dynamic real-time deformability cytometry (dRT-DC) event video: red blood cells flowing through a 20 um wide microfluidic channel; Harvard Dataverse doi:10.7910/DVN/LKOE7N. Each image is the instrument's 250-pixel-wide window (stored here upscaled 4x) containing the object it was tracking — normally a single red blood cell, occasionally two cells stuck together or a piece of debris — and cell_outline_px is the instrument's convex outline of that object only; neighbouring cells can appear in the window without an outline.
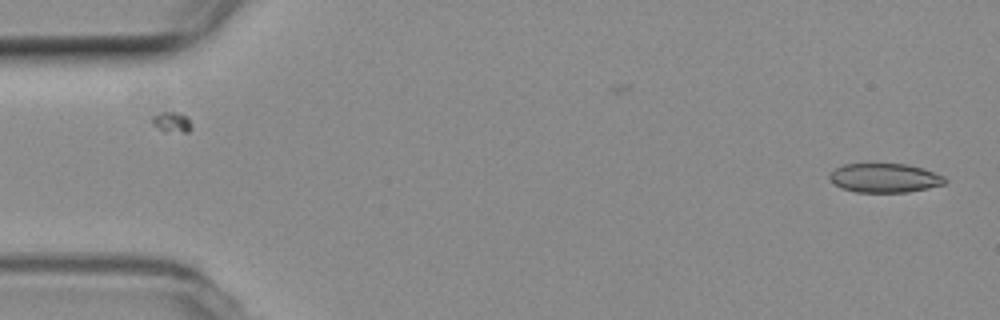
{"species": "common noctule bat (a hibernating species)", "species_latin": "Nyctalus noctula", "temperature_condition": "room temperature", "stored_images_in_passage": 53, "camera_frame_rate_fps": 3000, "um_per_image_px": 0.085, "animal": {"sex": "female", "body_mass_g": 19.3, "forearm_length_mm": 54.1}, "frame": {"image": 1, "passage_image": 1, "time_ms": 0.0, "image_size_px": [1000, 320], "cell_outline_px": [[948, 180], [944, 184], [928, 188], [908, 192], [856, 192], [840, 188], [828, 176], [836, 168], [844, 164], [908, 164], [924, 168], [944, 176]], "centroid_in_image_um": [75.23, 15.12], "position_along_channel_um": 9.8, "area_um2": 19.54}}
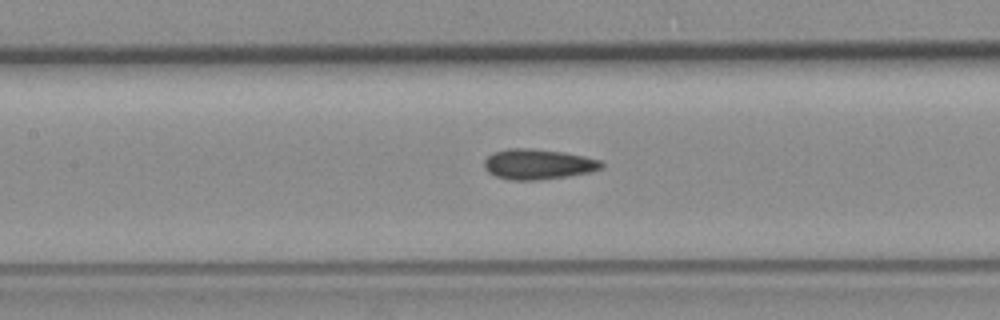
{"frame": {"image": 2, "passage_image": 23, "time_ms": 7.333, "image_size_px": [1000, 320], "cell_outline_px": [[604, 168], [592, 172], [568, 176], [540, 180], [508, 180], [496, 176], [488, 172], [484, 168], [484, 160], [492, 152], [508, 148], [532, 148], [564, 152], [584, 156], [600, 160], [604, 164]], "centroid_in_image_um": [45.74, 13.96], "position_along_channel_um": 161.7, "area_um2": 21.04}}
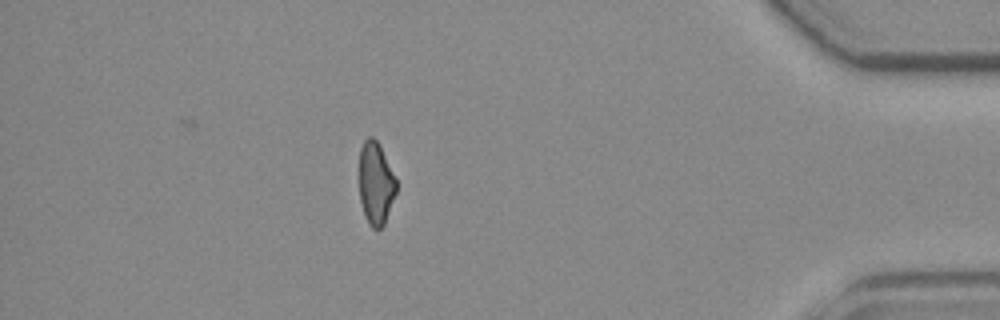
{"frame": {"image": 3, "passage_image": 46, "time_ms": 15.0, "image_size_px": [1000, 320], "cell_outline_px": [[396, 192], [384, 224], [380, 228], [372, 228], [368, 224], [360, 200], [360, 148], [364, 140], [368, 136], [372, 136], [380, 144], [396, 180]], "centroid_in_image_um": [31.94, 15.55], "position_along_channel_um": 403.3, "area_um2": 17.63}, "authors_computed_cell_mechanics": {"area_um2": 19.8832, "velocity_mm_per_s": 3.8016, "shape_relaxation_time_tau1_ms": 7.5248, "shape_relaxation_time_tau2_ms": 2.43, "deformation_change_tau1": 0.1671, "deformation_change_tau2": 0.1088}}